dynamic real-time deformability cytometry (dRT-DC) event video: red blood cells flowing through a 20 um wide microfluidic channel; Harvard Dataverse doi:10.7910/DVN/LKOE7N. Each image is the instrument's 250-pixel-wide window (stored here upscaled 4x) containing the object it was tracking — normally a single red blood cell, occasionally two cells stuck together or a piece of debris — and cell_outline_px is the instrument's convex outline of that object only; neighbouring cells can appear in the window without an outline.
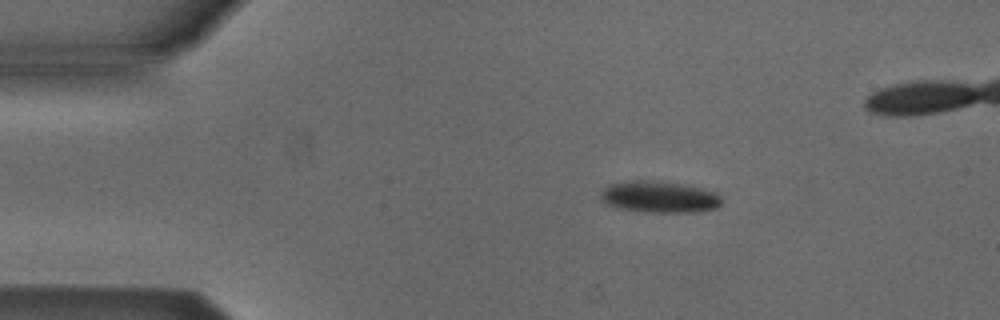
{"species": "Egyptian fruit bat (a non-hibernating species)", "species_latin": "Rousettus aegyptiacus", "temperature_condition": "cold", "stored_images_in_passage": 40, "camera_frame_rate_fps": 3000, "um_per_image_px": 0.085, "animal": {"sex": "male"}, "frame": {"image": 1, "passage_image": 1, "time_ms": 0.0, "image_size_px": [1000, 320], "cell_outline_px": [[720, 204], [716, 208], [692, 212], [644, 212], [616, 208], [604, 204], [600, 200], [600, 192], [608, 184], [624, 180], [660, 180], [688, 184], [720, 192]], "centroid_in_image_um": [56.0, 16.71], "position_along_channel_um": 29.0, "area_um2": 23.06}}
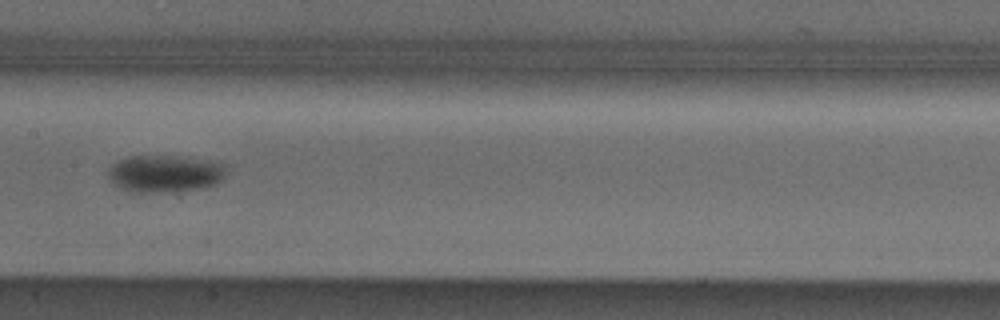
{"frame": {"image": 2, "passage_image": 18, "time_ms": 5.667, "image_size_px": [1000, 320], "cell_outline_px": [[228, 164], [224, 176], [216, 184], [204, 188], [172, 192], [128, 192], [116, 184], [108, 176], [108, 168], [112, 164], [128, 156], [188, 156]], "centroid_in_image_um": [14.07, 14.75], "position_along_channel_um": 193.3, "area_um2": 25.95}}
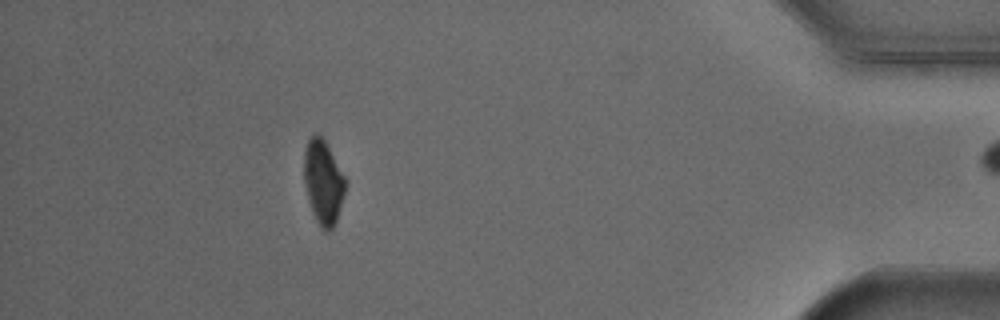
{"frame": {"image": 3, "passage_image": 39, "time_ms": 12.667, "image_size_px": [1000, 320], "cell_outline_px": [[344, 192], [340, 208], [336, 220], [332, 228], [328, 232], [324, 232], [320, 228], [312, 212], [308, 200], [304, 180], [304, 152], [308, 140], [316, 132], [324, 140], [344, 176]], "centroid_in_image_um": [27.44, 15.51], "position_along_channel_um": 407.8, "area_um2": 19.83}, "authors_computed_cell_mechanics": {"area_um2": 24.3049, "velocity_mm_per_s": 3.8675, "shape_relaxation_time_tau1_ms": 3.4573, "shape_relaxation_time_tau2_ms": null, "deformation_change_tau1": 0.0871, "deformation_change_tau2": null}}